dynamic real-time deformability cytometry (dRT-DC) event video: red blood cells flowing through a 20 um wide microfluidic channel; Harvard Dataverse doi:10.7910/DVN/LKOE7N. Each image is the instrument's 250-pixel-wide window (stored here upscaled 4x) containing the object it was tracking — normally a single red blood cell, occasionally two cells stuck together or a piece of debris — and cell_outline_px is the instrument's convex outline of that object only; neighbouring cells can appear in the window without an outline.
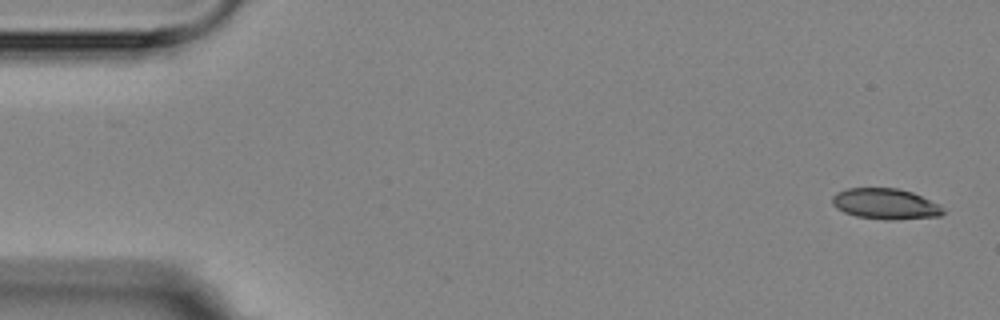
{"species": "Egyptian fruit bat (a non-hibernating species)", "species_latin": "Rousettus aegyptiacus", "temperature_condition": "room temperature", "stored_images_in_passage": 6, "camera_frame_rate_fps": 3000, "um_per_image_px": 0.085, "animal": {"sex": "female"}, "frame": {"image": 1, "passage_image": 1, "time_ms": 0.0, "image_size_px": [1000, 320], "cell_outline_px": [[944, 212], [940, 216], [892, 220], [884, 220], [856, 216], [844, 212], [836, 208], [832, 204], [832, 196], [836, 192], [848, 188], [896, 188], [912, 192], [936, 204]], "centroid_in_image_um": [75.18, 17.33], "position_along_channel_um": 9.8, "area_um2": 19.65}}